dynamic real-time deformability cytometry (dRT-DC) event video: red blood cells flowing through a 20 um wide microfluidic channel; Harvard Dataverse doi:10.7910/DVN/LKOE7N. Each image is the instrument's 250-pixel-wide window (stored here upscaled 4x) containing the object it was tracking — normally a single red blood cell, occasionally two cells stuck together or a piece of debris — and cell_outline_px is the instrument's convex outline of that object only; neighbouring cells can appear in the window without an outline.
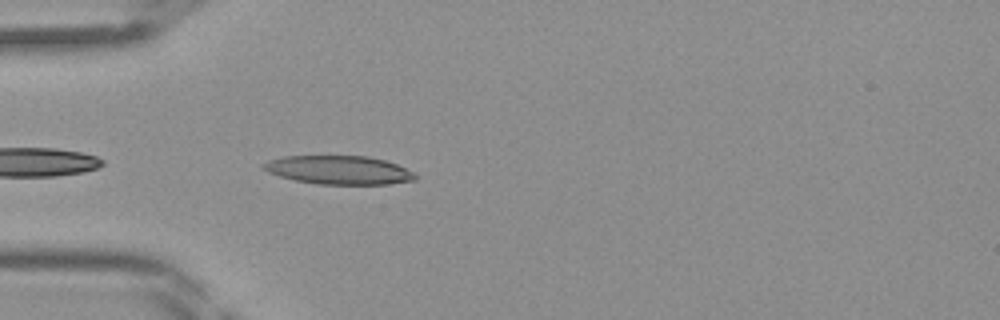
{"species": "Egyptian fruit bat (a non-hibernating species)", "species_latin": "Rousettus aegyptiacus", "temperature_condition": "room temperature", "stored_images_in_passage": 11, "camera_frame_rate_fps": 3000, "um_per_image_px": 0.085, "frame": {"image": 1, "passage_image": 2, "time_ms": 0.333, "image_size_px": [1000, 320], "cell_outline_px": [[416, 180], [388, 184], [316, 184], [296, 180], [280, 176], [268, 172], [260, 168], [260, 164], [268, 160], [284, 156], [368, 156], [384, 160], [396, 164], [416, 172]], "centroid_in_image_um": [28.79, 14.45], "position_along_channel_um": 56.2, "area_um2": 25.43}}
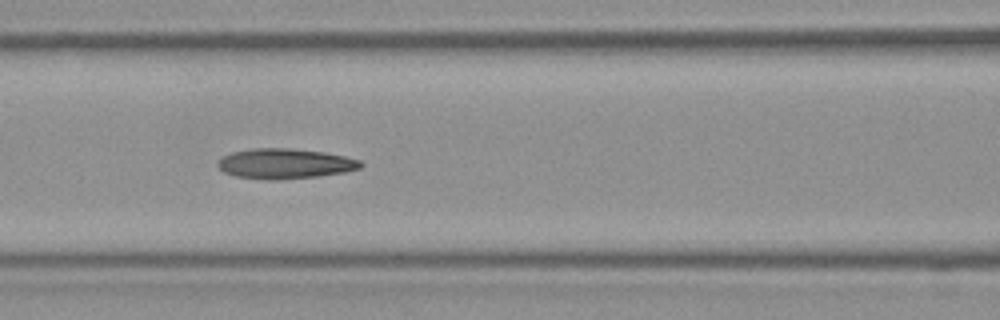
{"frame": {"image": 2, "passage_image": 8, "time_ms": 2.333, "image_size_px": [1000, 320], "cell_outline_px": [[364, 164], [360, 168], [344, 172], [316, 176], [276, 180], [268, 180], [236, 176], [224, 172], [216, 164], [216, 160], [232, 152], [252, 148], [292, 148], [324, 152], [344, 156], [360, 160]], "centroid_in_image_um": [24.2, 13.9], "position_along_channel_um": 142.4, "area_um2": 25.09}}
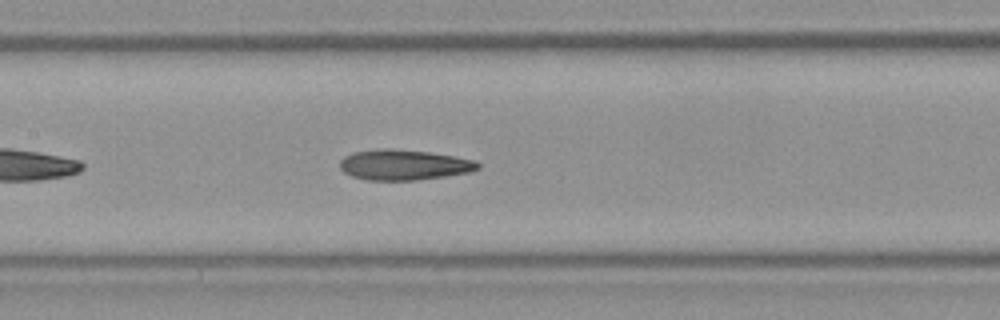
{"frame": {"image": 3, "passage_image": 10, "time_ms": 3.0, "image_size_px": [1000, 320], "cell_outline_px": [[480, 168], [468, 172], [444, 176], [416, 180], [368, 180], [352, 176], [344, 172], [340, 168], [340, 160], [344, 156], [352, 152], [376, 148], [392, 148], [428, 152], [476, 160], [480, 164]], "centroid_in_image_um": [34.29, 14.0], "position_along_channel_um": 173.1, "area_um2": 24.51}}